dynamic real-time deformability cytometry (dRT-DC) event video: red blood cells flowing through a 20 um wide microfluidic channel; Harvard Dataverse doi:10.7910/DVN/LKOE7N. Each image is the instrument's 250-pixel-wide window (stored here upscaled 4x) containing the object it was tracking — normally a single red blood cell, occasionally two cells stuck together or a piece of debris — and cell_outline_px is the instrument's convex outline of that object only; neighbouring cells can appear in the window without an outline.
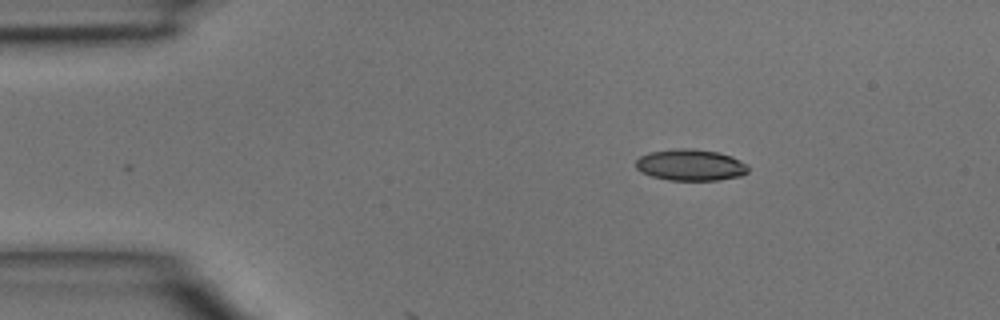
{"species": "common noctule bat (a hibernating species)", "species_latin": "Nyctalus noctula", "temperature_condition": "room temperature", "stored_images_in_passage": 3, "camera_frame_rate_fps": 3000, "um_per_image_px": 0.085, "animal": {"sex": "male", "body_mass_g": 15.6}, "frame": {"image": 1, "passage_image": 3, "time_ms": 0.667, "image_size_px": [1000, 320], "cell_outline_px": [[748, 172], [740, 176], [716, 180], [668, 180], [652, 176], [640, 172], [636, 168], [636, 160], [640, 156], [648, 152], [676, 148], [692, 148], [720, 152], [732, 156], [748, 164]], "centroid_in_image_um": [58.69, 14.01], "position_along_channel_um": 26.3, "area_um2": 20.81}}